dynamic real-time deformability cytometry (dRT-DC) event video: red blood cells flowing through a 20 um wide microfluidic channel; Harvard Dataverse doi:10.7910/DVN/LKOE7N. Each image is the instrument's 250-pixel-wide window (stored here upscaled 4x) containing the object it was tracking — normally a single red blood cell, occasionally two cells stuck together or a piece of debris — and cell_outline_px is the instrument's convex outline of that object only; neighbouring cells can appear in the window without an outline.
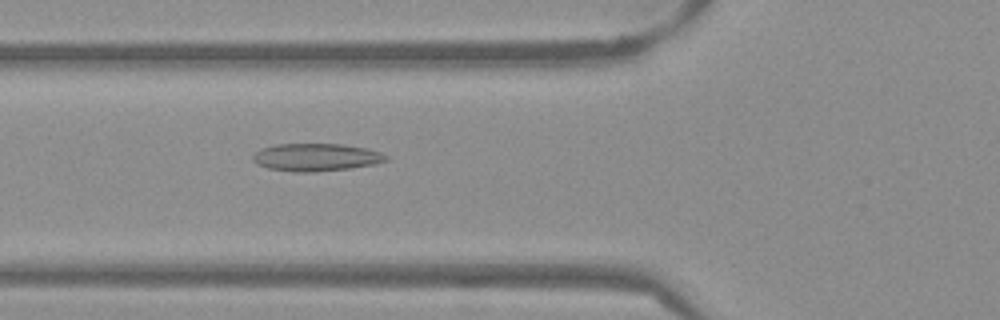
{"species": "Egyptian fruit bat (a non-hibernating species)", "species_latin": "Rousettus aegyptiacus", "temperature_condition": "warm", "stored_images_in_passage": 49, "camera_frame_rate_fps": 3000, "um_per_image_px": 0.085, "frame": {"image": 1, "passage_image": 16, "time_ms": 5.0, "image_size_px": [1000, 320], "cell_outline_px": [[388, 160], [376, 164], [348, 168], [316, 172], [292, 172], [268, 168], [256, 164], [252, 160], [252, 156], [260, 148], [276, 144], [340, 144], [368, 148], [380, 152], [388, 156]], "centroid_in_image_um": [26.85, 13.37], "position_along_channel_um": 98.9, "area_um2": 21.62}}
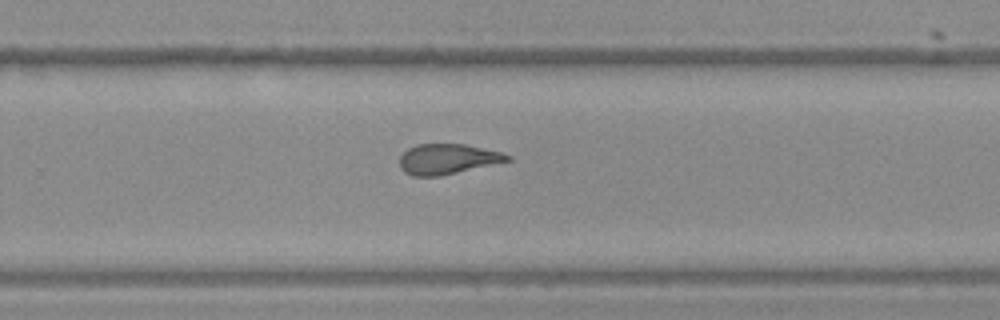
{"frame": {"image": 2, "passage_image": 31, "time_ms": 10.0, "image_size_px": [1000, 320], "cell_outline_px": [[512, 160], [440, 176], [412, 176], [404, 172], [400, 168], [400, 156], [408, 148], [416, 144], [464, 144], [500, 152], [512, 156]], "centroid_in_image_um": [38.02, 13.52], "position_along_channel_um": 291.8, "area_um2": 18.96}}
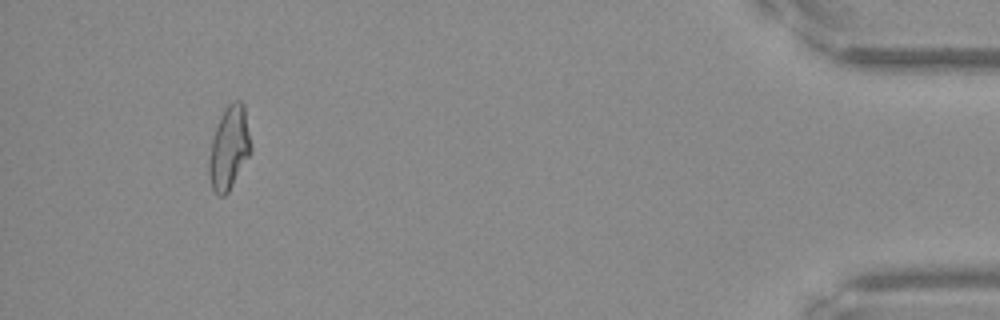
{"frame": {"image": 3, "passage_image": 46, "time_ms": 15.0, "image_size_px": [1000, 320], "cell_outline_px": [[252, 152], [228, 192], [224, 196], [216, 196], [212, 188], [208, 176], [208, 160], [212, 140], [220, 116], [224, 108], [228, 104], [236, 100], [240, 100], [244, 104], [252, 148]], "centroid_in_image_um": [19.47, 12.59], "position_along_channel_um": 415.7, "area_um2": 20.52}, "authors_computed_cell_mechanics": {"area_um2": 20.1144, "velocity_mm_per_s": 3.8445, "shape_relaxation_time_tau1_ms": null, "shape_relaxation_time_tau2_ms": 2.3155, "deformation_change_tau1": null, "deformation_change_tau2": 0.117}}